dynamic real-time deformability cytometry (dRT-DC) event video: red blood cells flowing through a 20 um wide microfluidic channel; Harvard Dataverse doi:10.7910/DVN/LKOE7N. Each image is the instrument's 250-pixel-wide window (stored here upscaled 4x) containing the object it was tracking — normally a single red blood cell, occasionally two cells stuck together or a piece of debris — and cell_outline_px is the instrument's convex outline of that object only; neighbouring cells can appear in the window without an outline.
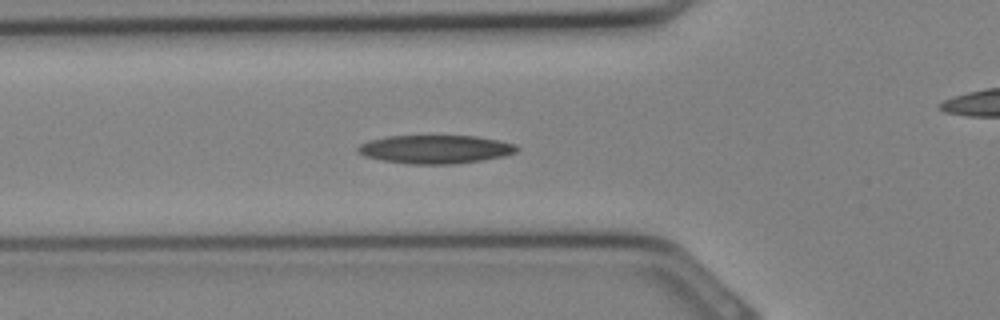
{"species": "Egyptian fruit bat (a non-hibernating species)", "species_latin": "Rousettus aegyptiacus", "temperature_condition": "cold", "stored_images_in_passage": 23, "camera_frame_rate_fps": 3000, "um_per_image_px": 0.085, "animal": {"sex": "female"}, "frame": {"image": 1, "passage_image": 5, "time_ms": 1.333, "image_size_px": [1000, 320], "cell_outline_px": [[520, 148], [516, 152], [504, 156], [480, 160], [452, 164], [412, 164], [380, 160], [364, 156], [356, 152], [356, 148], [360, 144], [372, 140], [388, 136], [476, 136], [500, 140], [516, 144]], "centroid_in_image_um": [37.01, 12.69], "position_along_channel_um": 88.8, "area_um2": 26.36}}
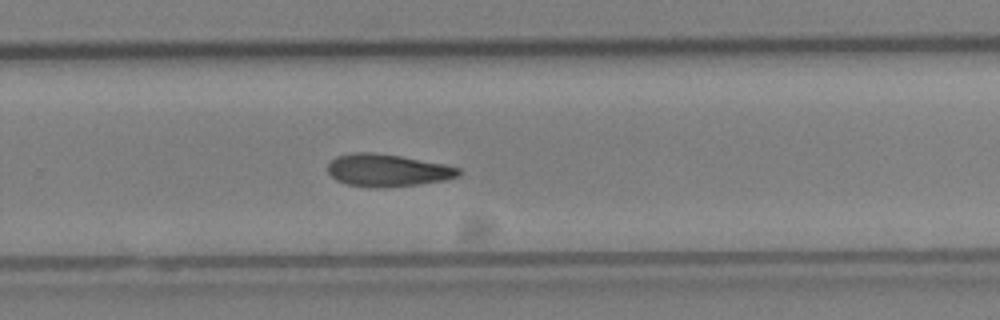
{"frame": {"image": 2, "passage_image": 15, "time_ms": 4.667, "image_size_px": [1000, 320], "cell_outline_px": [[460, 176], [444, 180], [416, 184], [384, 188], [372, 188], [348, 184], [336, 180], [328, 172], [328, 164], [336, 156], [352, 152], [368, 152], [400, 156], [444, 164], [460, 168]], "centroid_in_image_um": [32.92, 14.48], "position_along_channel_um": 296.9, "area_um2": 24.62}}
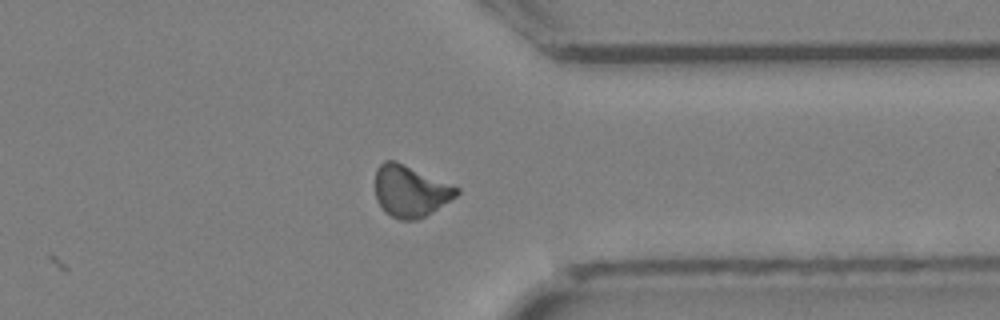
{"frame": {"image": 3, "passage_image": 19, "time_ms": 6.0, "image_size_px": [1000, 320], "cell_outline_px": [[460, 192], [456, 196], [432, 212], [416, 220], [400, 220], [384, 212], [376, 200], [376, 168], [384, 160], [396, 160], [460, 188]], "centroid_in_image_um": [34.86, 16.24], "position_along_channel_um": 376.5, "area_um2": 24.45}}